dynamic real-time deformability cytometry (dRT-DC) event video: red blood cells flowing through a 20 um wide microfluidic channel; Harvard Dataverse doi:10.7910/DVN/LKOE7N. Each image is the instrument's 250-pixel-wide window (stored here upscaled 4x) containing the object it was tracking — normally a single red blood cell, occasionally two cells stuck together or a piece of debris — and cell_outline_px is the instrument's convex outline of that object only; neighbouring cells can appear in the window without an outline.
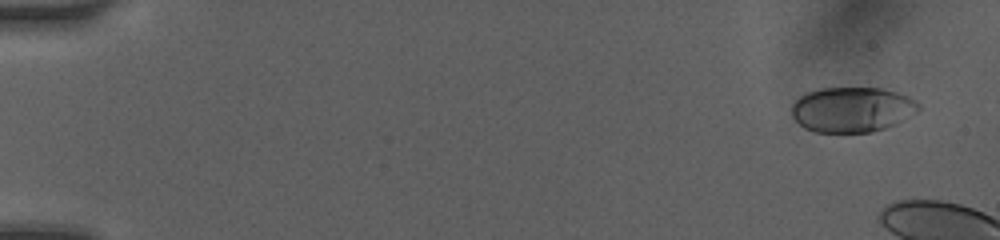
{"species": "human", "species_latin": "Homo sapiens", "temperature_condition": "room temperature", "stored_images_in_passage": 4, "camera_frame_rate_fps": 3000, "um_per_image_px": 0.085, "donor": {"sex": "female"}, "frame": {"image": 1, "passage_image": 1, "time_ms": 0.0, "image_size_px": [1000, 240], "cell_outline_px": [[920, 108], [916, 112], [904, 120], [896, 124], [872, 132], [816, 132], [804, 128], [792, 116], [792, 104], [800, 96], [808, 92], [824, 88], [880, 88], [896, 92], [908, 96], [916, 100], [920, 104]], "centroid_in_image_um": [72.45, 9.31], "position_along_channel_um": 12.6, "area_um2": 33.35}}